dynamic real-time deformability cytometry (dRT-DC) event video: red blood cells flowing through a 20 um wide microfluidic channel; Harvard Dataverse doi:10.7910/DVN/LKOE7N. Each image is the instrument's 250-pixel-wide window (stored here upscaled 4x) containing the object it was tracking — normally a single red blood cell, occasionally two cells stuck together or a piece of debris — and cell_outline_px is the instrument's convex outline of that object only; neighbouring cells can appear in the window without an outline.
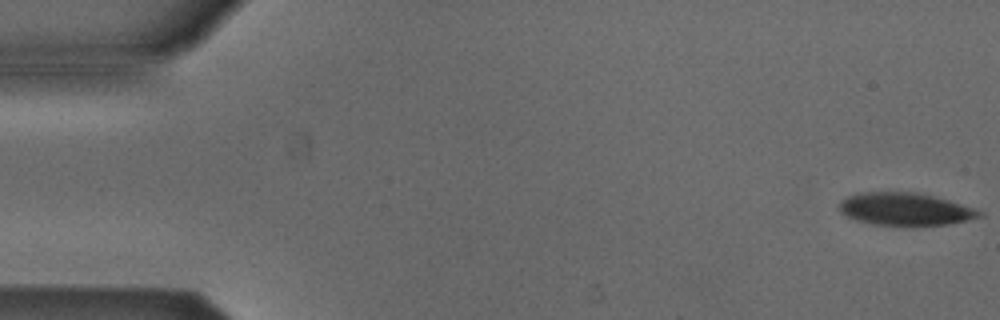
{"species": "Egyptian fruit bat (a non-hibernating species)", "species_latin": "Rousettus aegyptiacus", "temperature_condition": "cold", "stored_images_in_passage": 12, "camera_frame_rate_fps": 3000, "um_per_image_px": 0.085, "animal": {"sex": "male"}, "frame": {"image": 1, "passage_image": 1, "time_ms": 0.0, "image_size_px": [1000, 320], "cell_outline_px": [[984, 216], [948, 224], [912, 228], [872, 224], [856, 220], [840, 212], [840, 204], [848, 196], [856, 192], [916, 192], [948, 200], [984, 212]], "centroid_in_image_um": [76.95, 17.81], "position_along_channel_um": 8.1, "area_um2": 27.05}}